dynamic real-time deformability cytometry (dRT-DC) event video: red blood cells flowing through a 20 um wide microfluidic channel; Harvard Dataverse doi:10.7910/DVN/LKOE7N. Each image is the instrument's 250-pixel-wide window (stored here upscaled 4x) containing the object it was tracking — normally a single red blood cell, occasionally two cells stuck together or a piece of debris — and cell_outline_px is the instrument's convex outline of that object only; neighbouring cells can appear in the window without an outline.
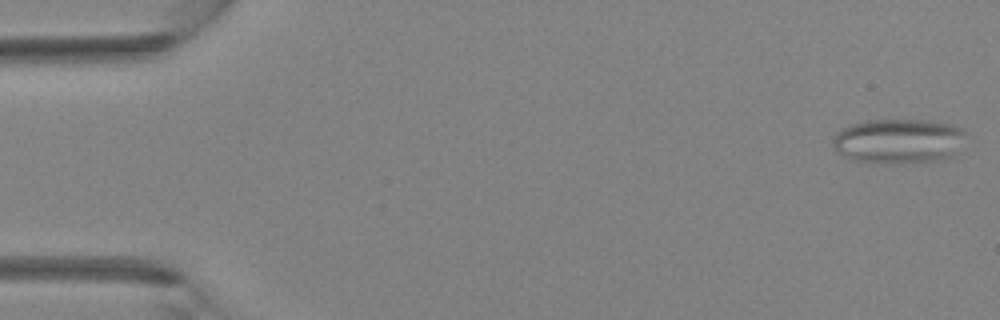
{"species": "Egyptian fruit bat (a non-hibernating species)", "species_latin": "Rousettus aegyptiacus", "temperature_condition": "room temperature", "stored_images_in_passage": 40, "camera_frame_rate_fps": 3000, "um_per_image_px": 0.085, "animal": {"sex": "female"}, "frame": {"image": 1, "passage_image": 1, "time_ms": 0.0, "image_size_px": [1000, 320], "cell_outline_px": [[964, 132], [952, 156], [936, 160], [900, 164], [872, 164], [852, 160], [836, 152], [832, 148], [832, 140], [836, 132], [852, 124], [868, 120], [928, 120], [952, 124], [964, 128]], "centroid_in_image_um": [76.28, 12.01], "position_along_channel_um": 8.7, "area_um2": 34.91}}
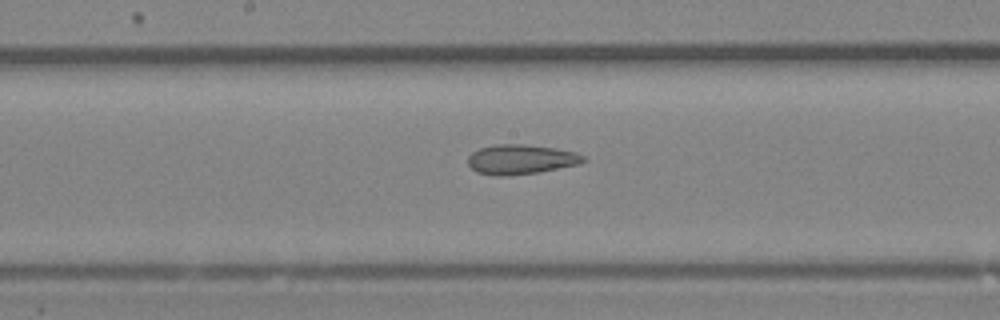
{"frame": {"image": 2, "passage_image": 21, "time_ms": 6.667, "image_size_px": [1000, 320], "cell_outline_px": [[588, 160], [580, 164], [540, 172], [508, 176], [496, 176], [476, 172], [468, 164], [468, 156], [472, 152], [480, 148], [496, 144], [520, 144], [556, 148], [576, 152], [584, 156]], "centroid_in_image_um": [44.29, 13.55], "position_along_channel_um": 203.9, "area_um2": 20.17}}
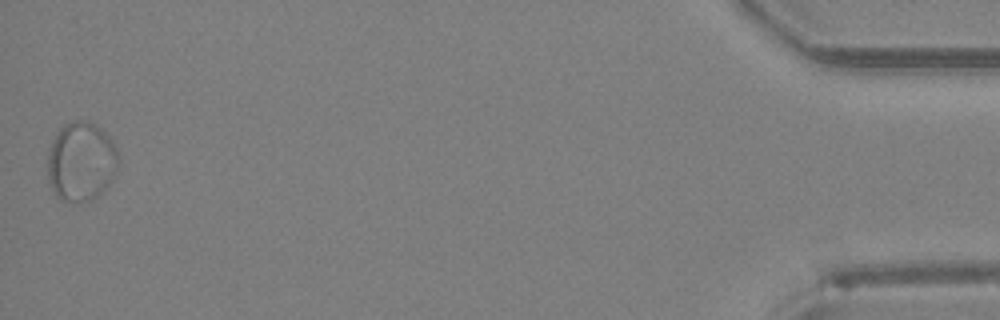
{"frame": {"image": 3, "passage_image": 40, "time_ms": 13.0, "image_size_px": [1000, 320], "cell_outline_px": [[120, 160], [116, 172], [108, 184], [92, 200], [60, 200], [56, 196], [48, 180], [48, 148], [52, 140], [60, 128], [64, 124], [72, 120], [88, 120], [96, 124], [112, 140], [116, 148]], "centroid_in_image_um": [6.89, 13.68], "position_along_channel_um": 428.3, "area_um2": 32.71}}